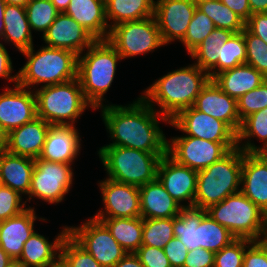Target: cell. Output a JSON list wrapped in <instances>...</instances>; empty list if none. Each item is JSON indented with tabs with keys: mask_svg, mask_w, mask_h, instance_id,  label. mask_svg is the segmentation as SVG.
Listing matches in <instances>:
<instances>
[{
	"mask_svg": "<svg viewBox=\"0 0 267 267\" xmlns=\"http://www.w3.org/2000/svg\"><path fill=\"white\" fill-rule=\"evenodd\" d=\"M252 137L263 141V145L259 147L251 143ZM242 140H245V144ZM237 147L247 153H259L267 148V107L249 115L242 121L237 134Z\"/></svg>",
	"mask_w": 267,
	"mask_h": 267,
	"instance_id": "33",
	"label": "cell"
},
{
	"mask_svg": "<svg viewBox=\"0 0 267 267\" xmlns=\"http://www.w3.org/2000/svg\"><path fill=\"white\" fill-rule=\"evenodd\" d=\"M73 176L71 164L35 159L29 199L25 202H30L33 197L49 204L62 202L72 187Z\"/></svg>",
	"mask_w": 267,
	"mask_h": 267,
	"instance_id": "10",
	"label": "cell"
},
{
	"mask_svg": "<svg viewBox=\"0 0 267 267\" xmlns=\"http://www.w3.org/2000/svg\"><path fill=\"white\" fill-rule=\"evenodd\" d=\"M196 6L199 5L200 3L208 2V1H213V0H191Z\"/></svg>",
	"mask_w": 267,
	"mask_h": 267,
	"instance_id": "62",
	"label": "cell"
},
{
	"mask_svg": "<svg viewBox=\"0 0 267 267\" xmlns=\"http://www.w3.org/2000/svg\"><path fill=\"white\" fill-rule=\"evenodd\" d=\"M71 0H51L52 4L56 7L59 13H64L68 8Z\"/></svg>",
	"mask_w": 267,
	"mask_h": 267,
	"instance_id": "55",
	"label": "cell"
},
{
	"mask_svg": "<svg viewBox=\"0 0 267 267\" xmlns=\"http://www.w3.org/2000/svg\"><path fill=\"white\" fill-rule=\"evenodd\" d=\"M241 122L249 115L267 107V80L237 100Z\"/></svg>",
	"mask_w": 267,
	"mask_h": 267,
	"instance_id": "43",
	"label": "cell"
},
{
	"mask_svg": "<svg viewBox=\"0 0 267 267\" xmlns=\"http://www.w3.org/2000/svg\"><path fill=\"white\" fill-rule=\"evenodd\" d=\"M251 14L266 13L267 0H249Z\"/></svg>",
	"mask_w": 267,
	"mask_h": 267,
	"instance_id": "54",
	"label": "cell"
},
{
	"mask_svg": "<svg viewBox=\"0 0 267 267\" xmlns=\"http://www.w3.org/2000/svg\"><path fill=\"white\" fill-rule=\"evenodd\" d=\"M45 267H68L64 259L59 256L55 261L47 264Z\"/></svg>",
	"mask_w": 267,
	"mask_h": 267,
	"instance_id": "59",
	"label": "cell"
},
{
	"mask_svg": "<svg viewBox=\"0 0 267 267\" xmlns=\"http://www.w3.org/2000/svg\"><path fill=\"white\" fill-rule=\"evenodd\" d=\"M242 267H267V237L247 246Z\"/></svg>",
	"mask_w": 267,
	"mask_h": 267,
	"instance_id": "46",
	"label": "cell"
},
{
	"mask_svg": "<svg viewBox=\"0 0 267 267\" xmlns=\"http://www.w3.org/2000/svg\"><path fill=\"white\" fill-rule=\"evenodd\" d=\"M193 106L197 110L225 122L238 134L242 122L238 114L237 100L224 93L213 79H210L201 90Z\"/></svg>",
	"mask_w": 267,
	"mask_h": 267,
	"instance_id": "19",
	"label": "cell"
},
{
	"mask_svg": "<svg viewBox=\"0 0 267 267\" xmlns=\"http://www.w3.org/2000/svg\"><path fill=\"white\" fill-rule=\"evenodd\" d=\"M101 116L112 143L145 152H167L168 140L159 120L170 123L141 97L126 106L106 104L100 107ZM160 118V119H159Z\"/></svg>",
	"mask_w": 267,
	"mask_h": 267,
	"instance_id": "1",
	"label": "cell"
},
{
	"mask_svg": "<svg viewBox=\"0 0 267 267\" xmlns=\"http://www.w3.org/2000/svg\"><path fill=\"white\" fill-rule=\"evenodd\" d=\"M35 208L28 206L12 218L0 221V246L12 258L19 259L24 243L34 232V222L37 219Z\"/></svg>",
	"mask_w": 267,
	"mask_h": 267,
	"instance_id": "22",
	"label": "cell"
},
{
	"mask_svg": "<svg viewBox=\"0 0 267 267\" xmlns=\"http://www.w3.org/2000/svg\"><path fill=\"white\" fill-rule=\"evenodd\" d=\"M224 5L235 12L245 22L250 18L249 0H220Z\"/></svg>",
	"mask_w": 267,
	"mask_h": 267,
	"instance_id": "52",
	"label": "cell"
},
{
	"mask_svg": "<svg viewBox=\"0 0 267 267\" xmlns=\"http://www.w3.org/2000/svg\"><path fill=\"white\" fill-rule=\"evenodd\" d=\"M101 221L111 235L128 253H135L142 245L143 218H95Z\"/></svg>",
	"mask_w": 267,
	"mask_h": 267,
	"instance_id": "32",
	"label": "cell"
},
{
	"mask_svg": "<svg viewBox=\"0 0 267 267\" xmlns=\"http://www.w3.org/2000/svg\"><path fill=\"white\" fill-rule=\"evenodd\" d=\"M42 38L46 46L67 49L78 56L96 41L78 22L65 13L57 15Z\"/></svg>",
	"mask_w": 267,
	"mask_h": 267,
	"instance_id": "18",
	"label": "cell"
},
{
	"mask_svg": "<svg viewBox=\"0 0 267 267\" xmlns=\"http://www.w3.org/2000/svg\"><path fill=\"white\" fill-rule=\"evenodd\" d=\"M35 159L15 155L7 150L0 152V179L2 184L20 195L28 196Z\"/></svg>",
	"mask_w": 267,
	"mask_h": 267,
	"instance_id": "26",
	"label": "cell"
},
{
	"mask_svg": "<svg viewBox=\"0 0 267 267\" xmlns=\"http://www.w3.org/2000/svg\"><path fill=\"white\" fill-rule=\"evenodd\" d=\"M246 43L242 32L234 33L219 48L218 74L246 63Z\"/></svg>",
	"mask_w": 267,
	"mask_h": 267,
	"instance_id": "38",
	"label": "cell"
},
{
	"mask_svg": "<svg viewBox=\"0 0 267 267\" xmlns=\"http://www.w3.org/2000/svg\"><path fill=\"white\" fill-rule=\"evenodd\" d=\"M4 25V34L0 41L12 43L20 53L34 46L25 7L6 4Z\"/></svg>",
	"mask_w": 267,
	"mask_h": 267,
	"instance_id": "29",
	"label": "cell"
},
{
	"mask_svg": "<svg viewBox=\"0 0 267 267\" xmlns=\"http://www.w3.org/2000/svg\"><path fill=\"white\" fill-rule=\"evenodd\" d=\"M113 267H144V266L141 264L139 257L135 253H127Z\"/></svg>",
	"mask_w": 267,
	"mask_h": 267,
	"instance_id": "53",
	"label": "cell"
},
{
	"mask_svg": "<svg viewBox=\"0 0 267 267\" xmlns=\"http://www.w3.org/2000/svg\"><path fill=\"white\" fill-rule=\"evenodd\" d=\"M240 191L267 215V161L260 153L243 152Z\"/></svg>",
	"mask_w": 267,
	"mask_h": 267,
	"instance_id": "21",
	"label": "cell"
},
{
	"mask_svg": "<svg viewBox=\"0 0 267 267\" xmlns=\"http://www.w3.org/2000/svg\"><path fill=\"white\" fill-rule=\"evenodd\" d=\"M49 128L48 122L36 117L8 133L6 150L15 155L39 158Z\"/></svg>",
	"mask_w": 267,
	"mask_h": 267,
	"instance_id": "23",
	"label": "cell"
},
{
	"mask_svg": "<svg viewBox=\"0 0 267 267\" xmlns=\"http://www.w3.org/2000/svg\"><path fill=\"white\" fill-rule=\"evenodd\" d=\"M13 72L12 60L9 56L8 51L6 50L3 43H0V77L9 82H14V86L17 85L18 82V73L11 76Z\"/></svg>",
	"mask_w": 267,
	"mask_h": 267,
	"instance_id": "51",
	"label": "cell"
},
{
	"mask_svg": "<svg viewBox=\"0 0 267 267\" xmlns=\"http://www.w3.org/2000/svg\"><path fill=\"white\" fill-rule=\"evenodd\" d=\"M142 218H172L183 208L158 178L139 187Z\"/></svg>",
	"mask_w": 267,
	"mask_h": 267,
	"instance_id": "25",
	"label": "cell"
},
{
	"mask_svg": "<svg viewBox=\"0 0 267 267\" xmlns=\"http://www.w3.org/2000/svg\"><path fill=\"white\" fill-rule=\"evenodd\" d=\"M154 0H105V13L109 28L154 16Z\"/></svg>",
	"mask_w": 267,
	"mask_h": 267,
	"instance_id": "30",
	"label": "cell"
},
{
	"mask_svg": "<svg viewBox=\"0 0 267 267\" xmlns=\"http://www.w3.org/2000/svg\"><path fill=\"white\" fill-rule=\"evenodd\" d=\"M243 34L247 50L246 64L251 65L267 78V44L246 27Z\"/></svg>",
	"mask_w": 267,
	"mask_h": 267,
	"instance_id": "42",
	"label": "cell"
},
{
	"mask_svg": "<svg viewBox=\"0 0 267 267\" xmlns=\"http://www.w3.org/2000/svg\"><path fill=\"white\" fill-rule=\"evenodd\" d=\"M249 239H235L228 246L215 253L214 267H242Z\"/></svg>",
	"mask_w": 267,
	"mask_h": 267,
	"instance_id": "44",
	"label": "cell"
},
{
	"mask_svg": "<svg viewBox=\"0 0 267 267\" xmlns=\"http://www.w3.org/2000/svg\"><path fill=\"white\" fill-rule=\"evenodd\" d=\"M197 177L198 171L177 163L168 154L160 159L157 178L182 207L194 206ZM183 201H188V205H184Z\"/></svg>",
	"mask_w": 267,
	"mask_h": 267,
	"instance_id": "16",
	"label": "cell"
},
{
	"mask_svg": "<svg viewBox=\"0 0 267 267\" xmlns=\"http://www.w3.org/2000/svg\"><path fill=\"white\" fill-rule=\"evenodd\" d=\"M215 253L204 248L190 250L183 267H214Z\"/></svg>",
	"mask_w": 267,
	"mask_h": 267,
	"instance_id": "49",
	"label": "cell"
},
{
	"mask_svg": "<svg viewBox=\"0 0 267 267\" xmlns=\"http://www.w3.org/2000/svg\"><path fill=\"white\" fill-rule=\"evenodd\" d=\"M6 7L5 0H0V39L3 37L4 34V11Z\"/></svg>",
	"mask_w": 267,
	"mask_h": 267,
	"instance_id": "56",
	"label": "cell"
},
{
	"mask_svg": "<svg viewBox=\"0 0 267 267\" xmlns=\"http://www.w3.org/2000/svg\"><path fill=\"white\" fill-rule=\"evenodd\" d=\"M84 53L78 56L77 79L85 99L96 110L105 105L103 97L112 85L122 57L107 40H96Z\"/></svg>",
	"mask_w": 267,
	"mask_h": 267,
	"instance_id": "3",
	"label": "cell"
},
{
	"mask_svg": "<svg viewBox=\"0 0 267 267\" xmlns=\"http://www.w3.org/2000/svg\"><path fill=\"white\" fill-rule=\"evenodd\" d=\"M64 13L96 40H107L110 28L106 20L105 0H71Z\"/></svg>",
	"mask_w": 267,
	"mask_h": 267,
	"instance_id": "24",
	"label": "cell"
},
{
	"mask_svg": "<svg viewBox=\"0 0 267 267\" xmlns=\"http://www.w3.org/2000/svg\"><path fill=\"white\" fill-rule=\"evenodd\" d=\"M37 117L50 125H74L87 107L93 106L85 99L78 79L40 87L34 91Z\"/></svg>",
	"mask_w": 267,
	"mask_h": 267,
	"instance_id": "8",
	"label": "cell"
},
{
	"mask_svg": "<svg viewBox=\"0 0 267 267\" xmlns=\"http://www.w3.org/2000/svg\"><path fill=\"white\" fill-rule=\"evenodd\" d=\"M236 238L230 231L206 214L198 225V245L214 253L228 246Z\"/></svg>",
	"mask_w": 267,
	"mask_h": 267,
	"instance_id": "35",
	"label": "cell"
},
{
	"mask_svg": "<svg viewBox=\"0 0 267 267\" xmlns=\"http://www.w3.org/2000/svg\"><path fill=\"white\" fill-rule=\"evenodd\" d=\"M22 203V204H21ZM26 202L17 191L2 185L0 188V221L18 215L26 209Z\"/></svg>",
	"mask_w": 267,
	"mask_h": 267,
	"instance_id": "45",
	"label": "cell"
},
{
	"mask_svg": "<svg viewBox=\"0 0 267 267\" xmlns=\"http://www.w3.org/2000/svg\"><path fill=\"white\" fill-rule=\"evenodd\" d=\"M2 185H3V184H2V180L0 179V188L2 187Z\"/></svg>",
	"mask_w": 267,
	"mask_h": 267,
	"instance_id": "64",
	"label": "cell"
},
{
	"mask_svg": "<svg viewBox=\"0 0 267 267\" xmlns=\"http://www.w3.org/2000/svg\"><path fill=\"white\" fill-rule=\"evenodd\" d=\"M107 41L122 59L153 52L165 45L154 16L112 27Z\"/></svg>",
	"mask_w": 267,
	"mask_h": 267,
	"instance_id": "9",
	"label": "cell"
},
{
	"mask_svg": "<svg viewBox=\"0 0 267 267\" xmlns=\"http://www.w3.org/2000/svg\"><path fill=\"white\" fill-rule=\"evenodd\" d=\"M7 267H27L22 261L19 259H12Z\"/></svg>",
	"mask_w": 267,
	"mask_h": 267,
	"instance_id": "61",
	"label": "cell"
},
{
	"mask_svg": "<svg viewBox=\"0 0 267 267\" xmlns=\"http://www.w3.org/2000/svg\"><path fill=\"white\" fill-rule=\"evenodd\" d=\"M21 53L28 59L18 71L17 84L22 87L33 90L40 83L45 87L77 78L78 55L70 50L45 45L37 52L32 46Z\"/></svg>",
	"mask_w": 267,
	"mask_h": 267,
	"instance_id": "4",
	"label": "cell"
},
{
	"mask_svg": "<svg viewBox=\"0 0 267 267\" xmlns=\"http://www.w3.org/2000/svg\"><path fill=\"white\" fill-rule=\"evenodd\" d=\"M209 80V74L193 63L168 72L146 88L140 97L152 108L156 103L160 108L157 112L172 120L180 111L194 105Z\"/></svg>",
	"mask_w": 267,
	"mask_h": 267,
	"instance_id": "2",
	"label": "cell"
},
{
	"mask_svg": "<svg viewBox=\"0 0 267 267\" xmlns=\"http://www.w3.org/2000/svg\"><path fill=\"white\" fill-rule=\"evenodd\" d=\"M197 6L191 0H157L154 17L164 44L181 42Z\"/></svg>",
	"mask_w": 267,
	"mask_h": 267,
	"instance_id": "15",
	"label": "cell"
},
{
	"mask_svg": "<svg viewBox=\"0 0 267 267\" xmlns=\"http://www.w3.org/2000/svg\"><path fill=\"white\" fill-rule=\"evenodd\" d=\"M98 184L105 210H99L93 218L141 217L138 186L115 182L108 178Z\"/></svg>",
	"mask_w": 267,
	"mask_h": 267,
	"instance_id": "14",
	"label": "cell"
},
{
	"mask_svg": "<svg viewBox=\"0 0 267 267\" xmlns=\"http://www.w3.org/2000/svg\"><path fill=\"white\" fill-rule=\"evenodd\" d=\"M235 32L215 28L203 42L189 55L195 59V63L200 69L209 74L213 79L218 74L219 48L231 38Z\"/></svg>",
	"mask_w": 267,
	"mask_h": 267,
	"instance_id": "31",
	"label": "cell"
},
{
	"mask_svg": "<svg viewBox=\"0 0 267 267\" xmlns=\"http://www.w3.org/2000/svg\"><path fill=\"white\" fill-rule=\"evenodd\" d=\"M25 10L31 30L42 32V35L59 14L51 0H31Z\"/></svg>",
	"mask_w": 267,
	"mask_h": 267,
	"instance_id": "39",
	"label": "cell"
},
{
	"mask_svg": "<svg viewBox=\"0 0 267 267\" xmlns=\"http://www.w3.org/2000/svg\"><path fill=\"white\" fill-rule=\"evenodd\" d=\"M215 28L213 21L196 8L187 32L181 41L188 54L196 49Z\"/></svg>",
	"mask_w": 267,
	"mask_h": 267,
	"instance_id": "40",
	"label": "cell"
},
{
	"mask_svg": "<svg viewBox=\"0 0 267 267\" xmlns=\"http://www.w3.org/2000/svg\"><path fill=\"white\" fill-rule=\"evenodd\" d=\"M31 0H5L6 4L26 7Z\"/></svg>",
	"mask_w": 267,
	"mask_h": 267,
	"instance_id": "60",
	"label": "cell"
},
{
	"mask_svg": "<svg viewBox=\"0 0 267 267\" xmlns=\"http://www.w3.org/2000/svg\"><path fill=\"white\" fill-rule=\"evenodd\" d=\"M213 80L224 93L238 100L245 93L259 87L267 78L245 63L217 74Z\"/></svg>",
	"mask_w": 267,
	"mask_h": 267,
	"instance_id": "27",
	"label": "cell"
},
{
	"mask_svg": "<svg viewBox=\"0 0 267 267\" xmlns=\"http://www.w3.org/2000/svg\"><path fill=\"white\" fill-rule=\"evenodd\" d=\"M173 237V217L143 218L142 245L163 249Z\"/></svg>",
	"mask_w": 267,
	"mask_h": 267,
	"instance_id": "37",
	"label": "cell"
},
{
	"mask_svg": "<svg viewBox=\"0 0 267 267\" xmlns=\"http://www.w3.org/2000/svg\"><path fill=\"white\" fill-rule=\"evenodd\" d=\"M167 154L177 163L196 171L205 169L237 147V142H214L193 136L173 137Z\"/></svg>",
	"mask_w": 267,
	"mask_h": 267,
	"instance_id": "12",
	"label": "cell"
},
{
	"mask_svg": "<svg viewBox=\"0 0 267 267\" xmlns=\"http://www.w3.org/2000/svg\"><path fill=\"white\" fill-rule=\"evenodd\" d=\"M170 125L193 136L214 142H237V134L223 121L197 110L194 106L180 111Z\"/></svg>",
	"mask_w": 267,
	"mask_h": 267,
	"instance_id": "13",
	"label": "cell"
},
{
	"mask_svg": "<svg viewBox=\"0 0 267 267\" xmlns=\"http://www.w3.org/2000/svg\"><path fill=\"white\" fill-rule=\"evenodd\" d=\"M82 224L68 227V234L103 267L115 266L128 253L101 221L92 217Z\"/></svg>",
	"mask_w": 267,
	"mask_h": 267,
	"instance_id": "11",
	"label": "cell"
},
{
	"mask_svg": "<svg viewBox=\"0 0 267 267\" xmlns=\"http://www.w3.org/2000/svg\"><path fill=\"white\" fill-rule=\"evenodd\" d=\"M67 234L68 226H64L62 232L50 243L48 238L34 231L24 243L19 260L27 267H45L60 256L61 245Z\"/></svg>",
	"mask_w": 267,
	"mask_h": 267,
	"instance_id": "28",
	"label": "cell"
},
{
	"mask_svg": "<svg viewBox=\"0 0 267 267\" xmlns=\"http://www.w3.org/2000/svg\"><path fill=\"white\" fill-rule=\"evenodd\" d=\"M163 249L171 267H183L189 251L179 238L173 237Z\"/></svg>",
	"mask_w": 267,
	"mask_h": 267,
	"instance_id": "48",
	"label": "cell"
},
{
	"mask_svg": "<svg viewBox=\"0 0 267 267\" xmlns=\"http://www.w3.org/2000/svg\"><path fill=\"white\" fill-rule=\"evenodd\" d=\"M245 27L267 44V12L252 14Z\"/></svg>",
	"mask_w": 267,
	"mask_h": 267,
	"instance_id": "50",
	"label": "cell"
},
{
	"mask_svg": "<svg viewBox=\"0 0 267 267\" xmlns=\"http://www.w3.org/2000/svg\"><path fill=\"white\" fill-rule=\"evenodd\" d=\"M135 254L144 267H171L164 249L141 245Z\"/></svg>",
	"mask_w": 267,
	"mask_h": 267,
	"instance_id": "47",
	"label": "cell"
},
{
	"mask_svg": "<svg viewBox=\"0 0 267 267\" xmlns=\"http://www.w3.org/2000/svg\"><path fill=\"white\" fill-rule=\"evenodd\" d=\"M197 8L213 21L216 28L235 33L242 32L245 28V21L220 0L200 3Z\"/></svg>",
	"mask_w": 267,
	"mask_h": 267,
	"instance_id": "36",
	"label": "cell"
},
{
	"mask_svg": "<svg viewBox=\"0 0 267 267\" xmlns=\"http://www.w3.org/2000/svg\"><path fill=\"white\" fill-rule=\"evenodd\" d=\"M12 258L0 246V267H7Z\"/></svg>",
	"mask_w": 267,
	"mask_h": 267,
	"instance_id": "58",
	"label": "cell"
},
{
	"mask_svg": "<svg viewBox=\"0 0 267 267\" xmlns=\"http://www.w3.org/2000/svg\"><path fill=\"white\" fill-rule=\"evenodd\" d=\"M8 133L0 125V152L5 151L7 148Z\"/></svg>",
	"mask_w": 267,
	"mask_h": 267,
	"instance_id": "57",
	"label": "cell"
},
{
	"mask_svg": "<svg viewBox=\"0 0 267 267\" xmlns=\"http://www.w3.org/2000/svg\"><path fill=\"white\" fill-rule=\"evenodd\" d=\"M60 256L67 263L68 267H103L69 234H67L62 242Z\"/></svg>",
	"mask_w": 267,
	"mask_h": 267,
	"instance_id": "41",
	"label": "cell"
},
{
	"mask_svg": "<svg viewBox=\"0 0 267 267\" xmlns=\"http://www.w3.org/2000/svg\"><path fill=\"white\" fill-rule=\"evenodd\" d=\"M206 214L205 209L183 207L180 214L173 217L174 237L179 238L188 251L200 247L198 245V225Z\"/></svg>",
	"mask_w": 267,
	"mask_h": 267,
	"instance_id": "34",
	"label": "cell"
},
{
	"mask_svg": "<svg viewBox=\"0 0 267 267\" xmlns=\"http://www.w3.org/2000/svg\"><path fill=\"white\" fill-rule=\"evenodd\" d=\"M99 158L115 182L142 186L157 178L160 159L167 152H145L142 150L105 145L98 150Z\"/></svg>",
	"mask_w": 267,
	"mask_h": 267,
	"instance_id": "6",
	"label": "cell"
},
{
	"mask_svg": "<svg viewBox=\"0 0 267 267\" xmlns=\"http://www.w3.org/2000/svg\"><path fill=\"white\" fill-rule=\"evenodd\" d=\"M36 117V97L32 90L17 84L13 89L6 86L0 93V125L7 133Z\"/></svg>",
	"mask_w": 267,
	"mask_h": 267,
	"instance_id": "17",
	"label": "cell"
},
{
	"mask_svg": "<svg viewBox=\"0 0 267 267\" xmlns=\"http://www.w3.org/2000/svg\"><path fill=\"white\" fill-rule=\"evenodd\" d=\"M267 161V148L259 152Z\"/></svg>",
	"mask_w": 267,
	"mask_h": 267,
	"instance_id": "63",
	"label": "cell"
},
{
	"mask_svg": "<svg viewBox=\"0 0 267 267\" xmlns=\"http://www.w3.org/2000/svg\"><path fill=\"white\" fill-rule=\"evenodd\" d=\"M79 134L75 125H50L39 159L73 164L81 150Z\"/></svg>",
	"mask_w": 267,
	"mask_h": 267,
	"instance_id": "20",
	"label": "cell"
},
{
	"mask_svg": "<svg viewBox=\"0 0 267 267\" xmlns=\"http://www.w3.org/2000/svg\"><path fill=\"white\" fill-rule=\"evenodd\" d=\"M206 213L236 239L259 241L267 237L266 213L241 191L209 206Z\"/></svg>",
	"mask_w": 267,
	"mask_h": 267,
	"instance_id": "7",
	"label": "cell"
},
{
	"mask_svg": "<svg viewBox=\"0 0 267 267\" xmlns=\"http://www.w3.org/2000/svg\"><path fill=\"white\" fill-rule=\"evenodd\" d=\"M243 151L235 147L209 167L199 170L194 208L207 209L241 190Z\"/></svg>",
	"mask_w": 267,
	"mask_h": 267,
	"instance_id": "5",
	"label": "cell"
}]
</instances>
